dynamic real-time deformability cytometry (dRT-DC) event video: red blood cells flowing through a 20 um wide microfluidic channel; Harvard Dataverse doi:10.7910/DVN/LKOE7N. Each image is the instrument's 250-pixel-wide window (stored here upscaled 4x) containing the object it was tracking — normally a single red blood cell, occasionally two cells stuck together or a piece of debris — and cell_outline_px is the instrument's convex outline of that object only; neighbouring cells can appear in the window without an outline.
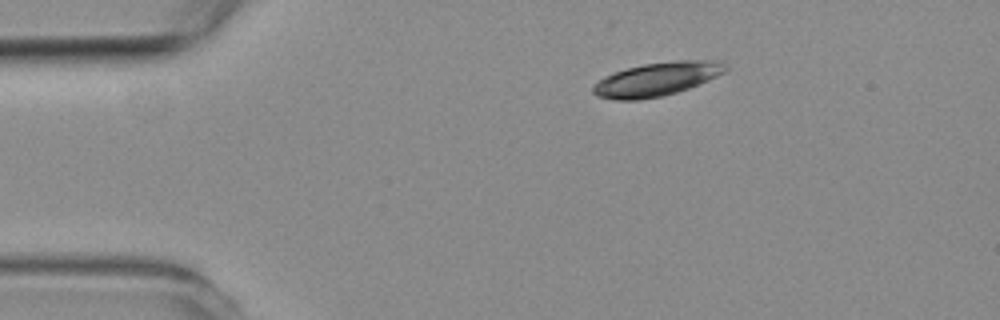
{"species": "common noctule bat (a hibernating species)", "species_latin": "Nyctalus noctula", "temperature_condition": "room temperature", "stored_images_in_passage": 5, "segment_of_instrument_passage": [2, 2], "camera_frame_rate_fps": 3000, "um_per_image_px": 0.085, "animal": {"sex": "female", "body_mass_g": 19.3, "forearm_length_mm": 54.1}, "frame": {"image": 1, "passage_image": 5, "time_ms": 6.0, "image_size_px": [1000, 320], "cell_outline_px": [[728, 68], [724, 72], [708, 80], [688, 88], [676, 92], [660, 96], [636, 100], [616, 100], [596, 96], [592, 92], [592, 84], [604, 76], [628, 68], [644, 64], [676, 60], [716, 60], [728, 64]], "centroid_in_image_um": [55.81, 6.72], "position_along_channel_um": 29.2, "area_um2": 25.84}}